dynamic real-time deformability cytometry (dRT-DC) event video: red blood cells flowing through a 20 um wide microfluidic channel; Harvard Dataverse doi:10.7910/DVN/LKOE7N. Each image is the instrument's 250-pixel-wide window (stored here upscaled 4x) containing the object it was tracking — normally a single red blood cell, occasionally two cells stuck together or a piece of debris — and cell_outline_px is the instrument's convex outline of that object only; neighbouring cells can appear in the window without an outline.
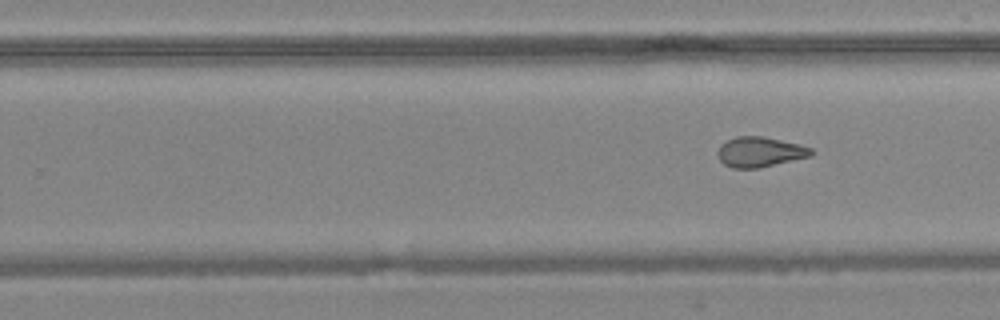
{"species": "common noctule bat (a hibernating species)", "species_latin": "Nyctalus noctula", "temperature_condition": "warm", "stored_images_in_passage": 10, "segment_of_instrument_passage": [2, 2], "camera_frame_rate_fps": 3000, "um_per_image_px": 0.085, "animal": {"sex": "female", "body_mass_g": 24.6, "forearm_length_mm": 56.2}, "frame": {"image": 1, "passage_image": 10, "time_ms": 3.0, "image_size_px": [1000, 320], "cell_outline_px": [[816, 152], [812, 156], [760, 168], [732, 168], [724, 164], [720, 160], [716, 152], [720, 144], [736, 136], [764, 136], [800, 144], [812, 148]], "centroid_in_image_um": [64.62, 12.91], "position_along_channel_um": 265.2, "area_um2": 16.7}}